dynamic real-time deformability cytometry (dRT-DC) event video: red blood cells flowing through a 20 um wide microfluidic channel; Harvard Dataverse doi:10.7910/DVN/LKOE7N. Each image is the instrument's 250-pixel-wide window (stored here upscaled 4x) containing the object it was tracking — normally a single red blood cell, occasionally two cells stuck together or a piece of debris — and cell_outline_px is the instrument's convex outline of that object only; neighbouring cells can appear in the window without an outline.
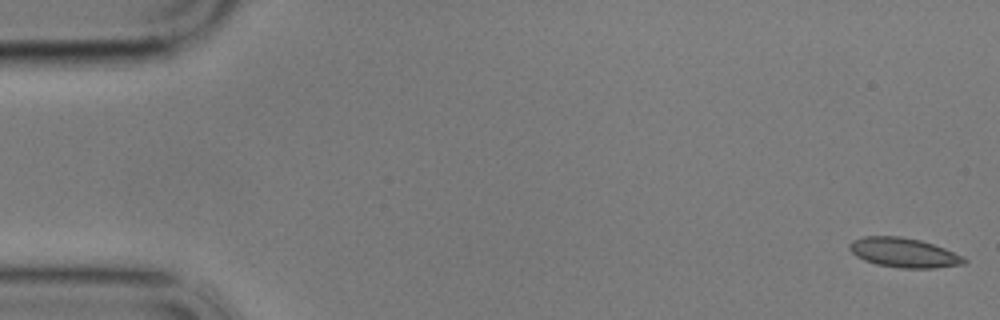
{"species": "common noctule bat (a hibernating species)", "species_latin": "Nyctalus noctula", "temperature_condition": "cold", "stored_images_in_passage": 58, "camera_frame_rate_fps": 3000, "um_per_image_px": 0.085, "animal": {"sex": "male", "body_mass_g": 17.9}, "frame": {"image": 1, "passage_image": 1, "time_ms": 0.0, "image_size_px": [1000, 320], "cell_outline_px": [[968, 260], [964, 264], [936, 268], [900, 268], [876, 264], [864, 260], [856, 256], [848, 248], [848, 244], [852, 240], [864, 236], [900, 236], [920, 240], [944, 248], [964, 256]], "centroid_in_image_um": [76.82, 21.48], "position_along_channel_um": 8.2, "area_um2": 19.83}}
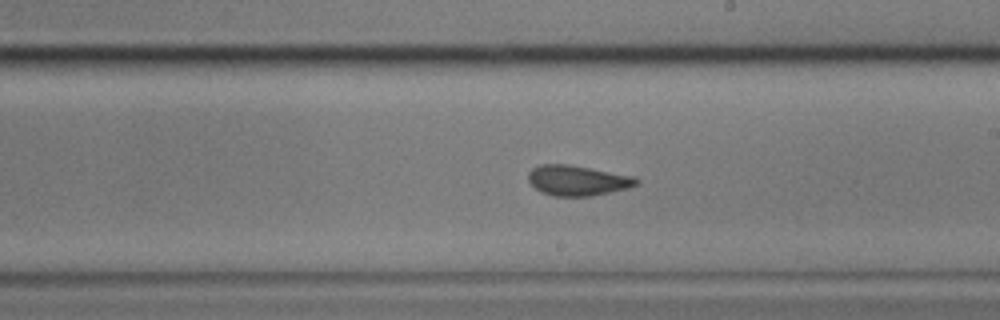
{"frame": {"image": 2, "passage_image": 33, "time_ms": 10.667, "image_size_px": [1000, 320], "cell_outline_px": [[640, 180], [636, 184], [628, 188], [592, 196], [552, 196], [540, 192], [528, 180], [528, 172], [532, 168], [540, 164], [568, 164], [636, 176]], "centroid_in_image_um": [49.09, 15.33], "position_along_channel_um": 239.9, "area_um2": 19.19}}
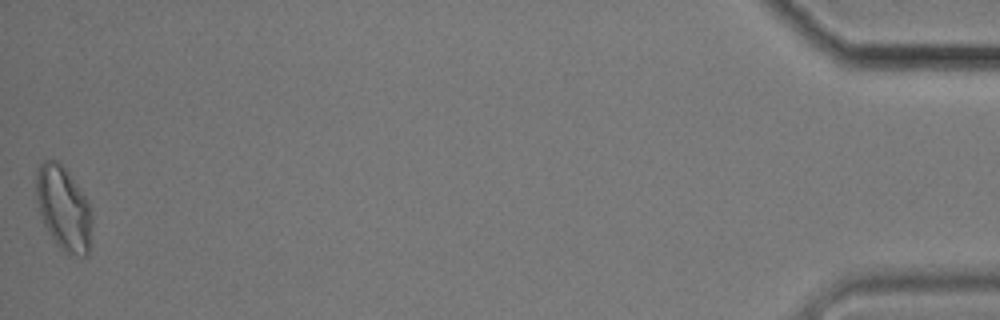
{"frame": {"image": 3, "passage_image": 58, "time_ms": 19.0, "image_size_px": [1000, 320], "cell_outline_px": [[92, 224], [88, 256], [80, 256], [64, 252], [56, 244], [48, 232], [44, 224], [36, 200], [36, 172], [40, 164], [44, 160], [56, 160], [68, 172], [88, 200], [92, 212]], "centroid_in_image_um": [5.41, 17.73], "position_along_channel_um": 429.8, "area_um2": 27.4}, "authors_computed_cell_mechanics": {"area_um2": 19.7965, "velocity_mm_per_s": 3.4085, "shape_relaxation_time_tau1_ms": null, "shape_relaxation_time_tau2_ms": 1.3614, "deformation_change_tau1": null, "deformation_change_tau2": 0.0593}}